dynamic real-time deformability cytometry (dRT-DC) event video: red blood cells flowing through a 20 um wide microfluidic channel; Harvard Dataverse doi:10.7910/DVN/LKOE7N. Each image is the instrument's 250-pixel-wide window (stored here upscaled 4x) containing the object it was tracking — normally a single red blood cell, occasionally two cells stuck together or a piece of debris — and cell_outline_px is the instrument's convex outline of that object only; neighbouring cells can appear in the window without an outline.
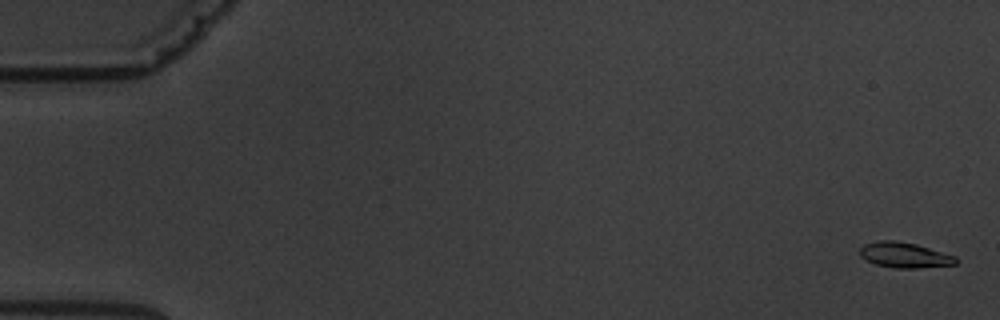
{"species": "common noctule bat (a hibernating species)", "species_latin": "Nyctalus noctula", "temperature_condition": "warm", "stored_images_in_passage": 9, "camera_frame_rate_fps": 3000, "um_per_image_px": 0.085, "animal": {"sex": "male", "body_mass_g": 19.5, "forearm_length_mm": 54.6}, "frame": {"image": 1, "passage_image": 1, "time_ms": 0.0, "image_size_px": [1000, 320], "cell_outline_px": [[956, 264], [916, 268], [896, 268], [876, 264], [860, 256], [860, 248], [864, 244], [880, 240], [896, 240], [916, 244], [956, 256]], "centroid_in_image_um": [76.87, 21.67], "position_along_channel_um": 8.1, "area_um2": 14.05}}
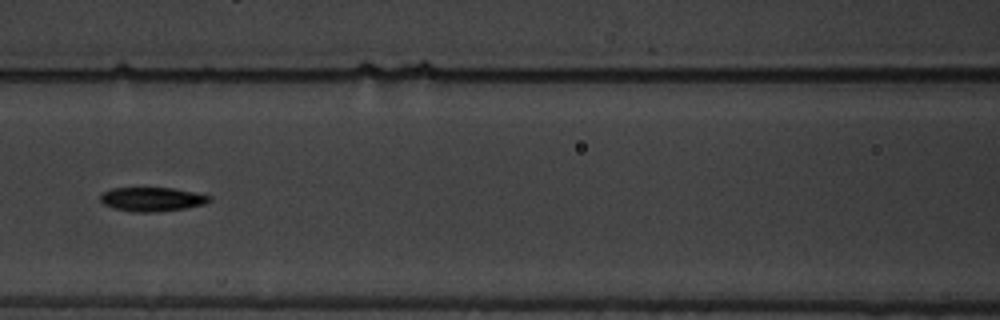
{"frame": {"image": 2, "passage_image": 7, "time_ms": 8.333, "image_size_px": [1000, 320], "cell_outline_px": [[212, 200], [204, 204], [188, 208], [156, 212], [132, 212], [112, 208], [104, 204], [100, 200], [100, 192], [112, 188], [172, 188], [196, 192], [212, 196]], "centroid_in_image_um": [12.93, 16.94], "position_along_channel_um": 153.7, "area_um2": 15.55}}
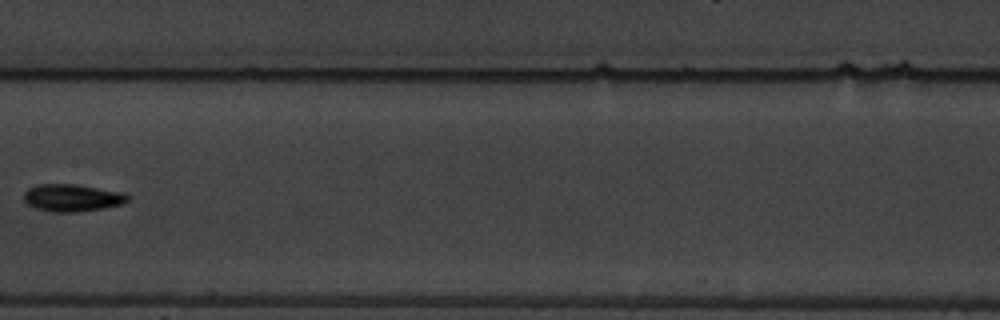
{"frame": {"image": 3, "passage_image": 8, "time_ms": 9.667, "image_size_px": [1000, 320], "cell_outline_px": [[128, 200], [120, 204], [104, 208], [72, 212], [52, 212], [36, 208], [28, 204], [24, 200], [24, 192], [28, 188], [36, 184], [76, 184], [124, 192], [128, 196]], "centroid_in_image_um": [6.11, 16.8], "position_along_channel_um": 201.3, "area_um2": 16.47}}